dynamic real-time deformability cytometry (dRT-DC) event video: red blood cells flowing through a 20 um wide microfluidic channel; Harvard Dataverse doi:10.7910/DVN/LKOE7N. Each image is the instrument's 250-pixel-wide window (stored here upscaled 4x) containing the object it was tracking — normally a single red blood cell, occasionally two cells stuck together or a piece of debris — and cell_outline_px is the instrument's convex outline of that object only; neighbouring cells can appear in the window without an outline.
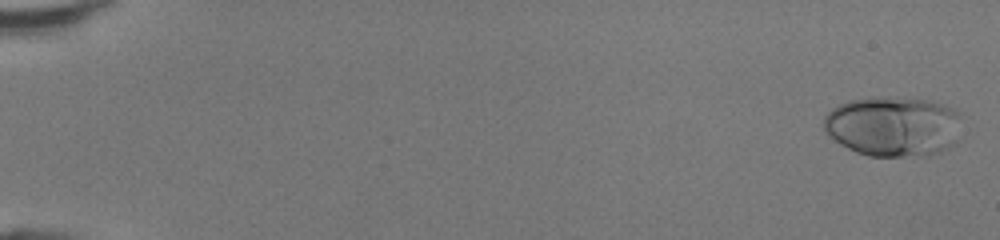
{"species": "human", "species_latin": "Homo sapiens", "temperature_condition": "room temperature", "stored_images_in_passage": 17, "camera_frame_rate_fps": 3000, "um_per_image_px": 0.085, "donor": {"sex": "female"}, "frame": {"image": 1, "passage_image": 2, "time_ms": 0.333, "image_size_px": [1000, 240], "cell_outline_px": [[960, 112], [956, 144], [940, 152], [928, 156], [868, 156], [856, 152], [840, 144], [828, 136], [824, 132], [824, 116], [832, 108], [840, 104], [852, 100], [872, 96], [928, 100], [956, 108]], "centroid_in_image_um": [75.92, 10.74], "position_along_channel_um": 9.1, "area_um2": 48.78}}
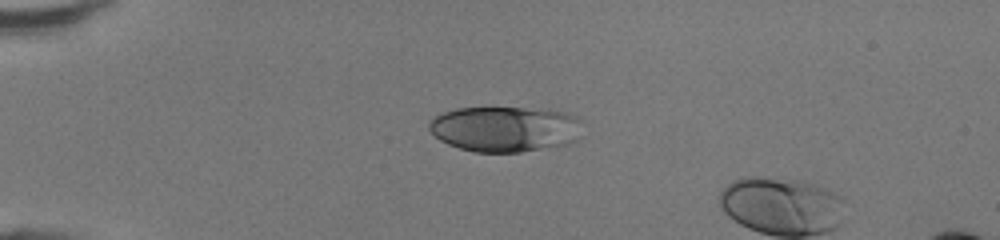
{"frame": {"image": 2, "passage_image": 14, "time_ms": 4.333, "image_size_px": [1000, 240], "cell_outline_px": [[580, 140], [568, 144], [520, 152], [472, 152], [448, 144], [440, 140], [428, 128], [428, 120], [444, 112], [456, 108], [548, 108], [568, 112], [580, 116]], "centroid_in_image_um": [42.99, 10.95], "position_along_channel_um": 42.0, "area_um2": 41.33}}